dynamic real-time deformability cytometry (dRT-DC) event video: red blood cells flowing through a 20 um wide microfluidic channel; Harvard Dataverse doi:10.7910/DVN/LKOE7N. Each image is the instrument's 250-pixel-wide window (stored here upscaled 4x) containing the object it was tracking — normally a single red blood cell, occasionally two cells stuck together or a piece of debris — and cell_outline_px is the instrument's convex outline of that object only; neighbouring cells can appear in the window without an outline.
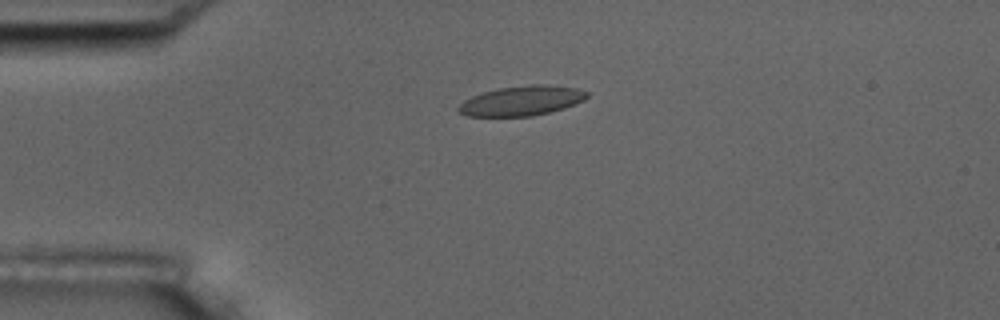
{"species": "common noctule bat (a hibernating species)", "species_latin": "Nyctalus noctula", "temperature_condition": "room temperature", "stored_images_in_passage": 5, "camera_frame_rate_fps": 3000, "um_per_image_px": 0.085, "animal": {"sex": "male", "body_mass_g": 17.5, "forearm_length_mm": 52.3}, "frame": {"image": 1, "passage_image": 4, "time_ms": 3.667, "image_size_px": [1000, 320], "cell_outline_px": [[588, 96], [584, 100], [576, 104], [564, 108], [532, 116], [468, 116], [460, 112], [456, 108], [464, 100], [472, 96], [484, 92], [500, 88], [532, 84], [548, 84], [576, 88], [588, 92]], "centroid_in_image_um": [44.36, 8.56], "position_along_channel_um": 40.6, "area_um2": 22.2}}